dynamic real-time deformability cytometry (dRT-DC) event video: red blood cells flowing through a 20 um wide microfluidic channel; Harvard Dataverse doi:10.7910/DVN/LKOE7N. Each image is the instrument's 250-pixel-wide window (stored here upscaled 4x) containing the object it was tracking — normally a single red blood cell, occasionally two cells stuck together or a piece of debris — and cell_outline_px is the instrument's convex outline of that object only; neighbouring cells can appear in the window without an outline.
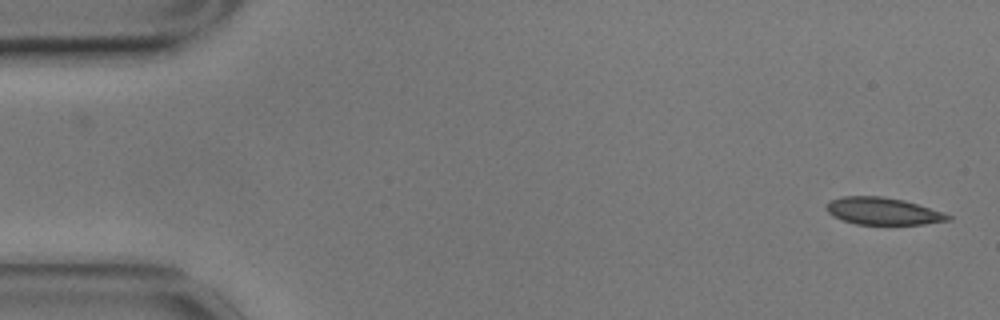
{"species": "common noctule bat (a hibernating species)", "species_latin": "Nyctalus noctula", "temperature_condition": "cold", "stored_images_in_passage": 55, "camera_frame_rate_fps": 3000, "um_per_image_px": 0.085, "animal": {"sex": "male", "body_mass_g": 17.9}, "frame": {"image": 1, "passage_image": 1, "time_ms": 0.0, "image_size_px": [1000, 320], "cell_outline_px": [[952, 220], [924, 224], [856, 224], [832, 216], [824, 208], [828, 200], [840, 196], [884, 196], [904, 200], [952, 216]], "centroid_in_image_um": [74.98, 17.94], "position_along_channel_um": 10.0, "area_um2": 19.25}}
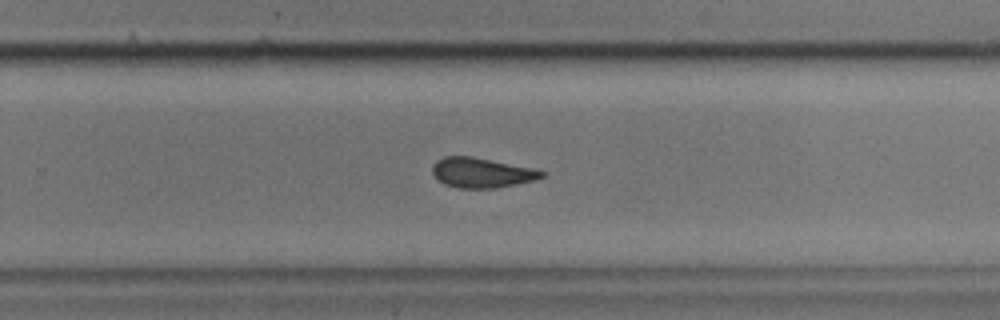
{"frame": {"image": 2, "passage_image": 35, "time_ms": 11.333, "image_size_px": [1000, 320], "cell_outline_px": [[548, 172], [544, 176], [532, 180], [516, 184], [496, 188], [456, 188], [444, 184], [436, 180], [432, 172], [432, 168], [436, 160], [444, 156], [472, 156], [536, 168]], "centroid_in_image_um": [40.93, 14.67], "position_along_channel_um": 288.9, "area_um2": 19.36}}
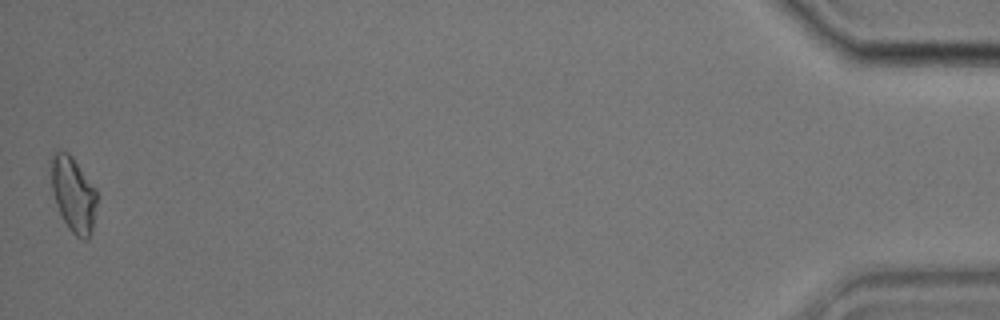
{"frame": {"image": 3, "passage_image": 55, "time_ms": 18.0, "image_size_px": [1000, 320], "cell_outline_px": [[96, 204], [92, 232], [88, 240], [84, 240], [76, 236], [68, 228], [56, 204], [52, 188], [48, 164], [48, 160], [56, 152], [64, 148], [72, 156], [96, 188]], "centroid_in_image_um": [6.21, 16.46], "position_along_channel_um": 429.0, "area_um2": 20.4}, "authors_computed_cell_mechanics": {"area_um2": 19.8832, "velocity_mm_per_s": 3.5132, "shape_relaxation_time_tau1_ms": null, "shape_relaxation_time_tau2_ms": 5.0944, "deformation_change_tau1": null, "deformation_change_tau2": 0.1088}}